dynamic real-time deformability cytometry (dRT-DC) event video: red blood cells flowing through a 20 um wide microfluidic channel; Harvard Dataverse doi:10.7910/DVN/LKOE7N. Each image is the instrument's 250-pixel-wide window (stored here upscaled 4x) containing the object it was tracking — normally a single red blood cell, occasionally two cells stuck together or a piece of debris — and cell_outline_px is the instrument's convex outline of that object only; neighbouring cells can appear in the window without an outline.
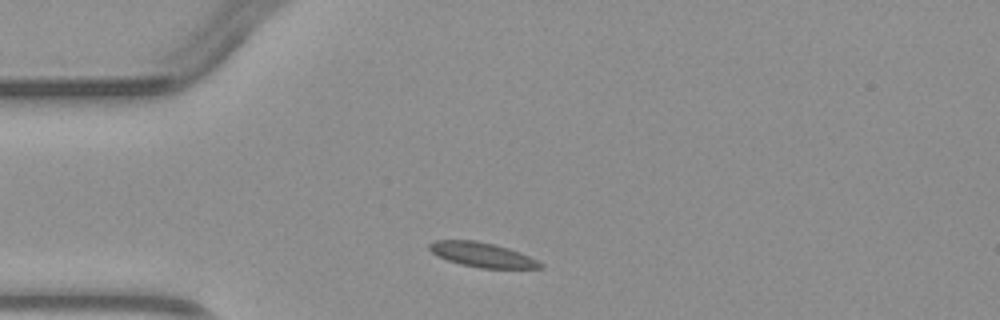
{"species": "common noctule bat (a hibernating species)", "species_latin": "Nyctalus noctula", "temperature_condition": "warm", "stored_images_in_passage": 1, "camera_frame_rate_fps": 3000, "um_per_image_px": 0.085, "animal": {"sex": "male", "body_mass_g": 23.1, "forearm_length_mm": 52.7}, "frame": {"image": 1, "passage_image": 1, "time_ms": 0.0, "image_size_px": [1000, 320], "cell_outline_px": [[544, 268], [480, 268], [460, 264], [436, 256], [428, 248], [428, 244], [436, 240], [476, 240], [496, 244], [520, 252], [544, 264]], "centroid_in_image_um": [40.97, 21.65], "position_along_channel_um": 44.0, "area_um2": 15.95}}